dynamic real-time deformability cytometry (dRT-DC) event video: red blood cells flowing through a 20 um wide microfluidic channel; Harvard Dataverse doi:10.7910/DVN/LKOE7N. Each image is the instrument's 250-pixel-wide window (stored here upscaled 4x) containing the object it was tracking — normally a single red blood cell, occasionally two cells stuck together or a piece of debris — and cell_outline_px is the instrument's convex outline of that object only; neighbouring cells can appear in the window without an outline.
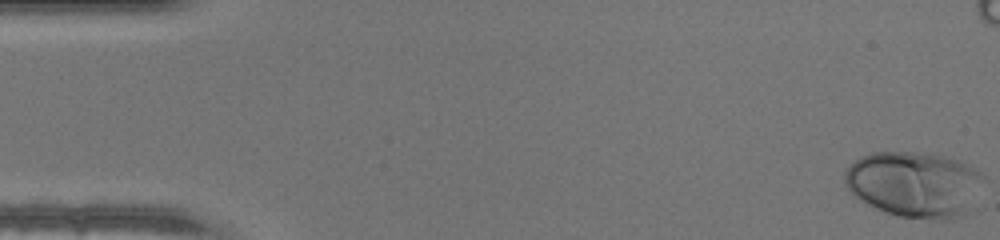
{"species": "human", "species_latin": "Homo sapiens", "temperature_condition": "warm", "stored_images_in_passage": 41, "camera_frame_rate_fps": 3000, "um_per_image_px": 0.085, "donor": {"sex": "male"}, "frame": {"image": 1, "passage_image": 1, "time_ms": 0.0, "image_size_px": [1000, 240], "cell_outline_px": [[984, 176], [964, 216], [952, 220], [936, 220], [896, 216], [884, 212], [860, 200], [848, 188], [844, 180], [844, 172], [860, 156], [872, 152], [912, 152], [944, 156], [956, 160], [980, 172]], "centroid_in_image_um": [77.68, 15.68], "position_along_channel_um": 7.3, "area_um2": 52.71}}
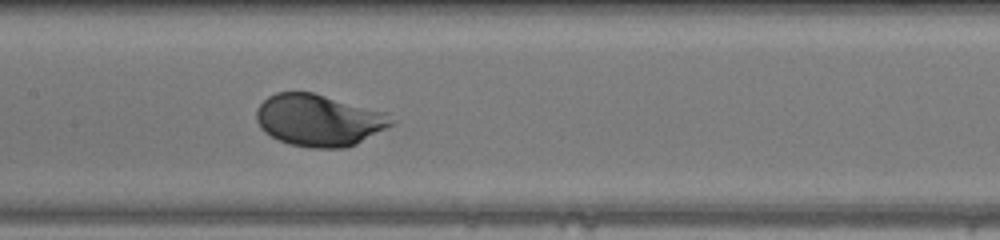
{"frame": {"image": 2, "passage_image": 23, "time_ms": 7.333, "image_size_px": [1000, 240], "cell_outline_px": [[396, 120], [392, 124], [356, 144], [344, 148], [312, 148], [288, 144], [264, 132], [260, 128], [256, 120], [256, 112], [260, 104], [268, 96], [276, 92], [312, 92], [384, 112]], "centroid_in_image_um": [27.06, 10.22], "position_along_channel_um": 180.3, "area_um2": 40.46}}
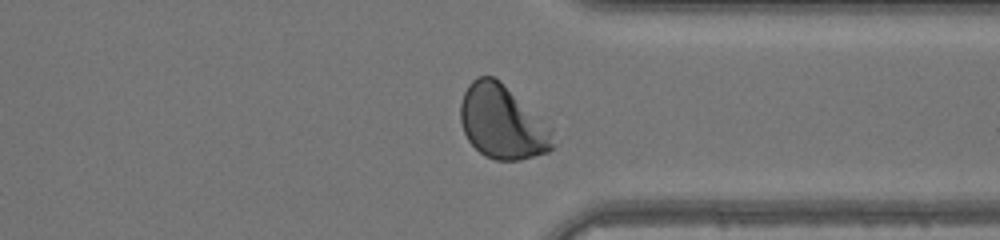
{"frame": {"image": 3, "passage_image": 36, "time_ms": 11.667, "image_size_px": [1000, 240], "cell_outline_px": [[556, 144], [548, 152], [520, 160], [496, 160], [484, 156], [468, 140], [464, 132], [460, 120], [460, 104], [464, 92], [468, 84], [476, 76], [492, 76], [500, 80], [552, 128]], "centroid_in_image_um": [42.7, 10.39], "position_along_channel_um": 368.7, "area_um2": 39.94}}